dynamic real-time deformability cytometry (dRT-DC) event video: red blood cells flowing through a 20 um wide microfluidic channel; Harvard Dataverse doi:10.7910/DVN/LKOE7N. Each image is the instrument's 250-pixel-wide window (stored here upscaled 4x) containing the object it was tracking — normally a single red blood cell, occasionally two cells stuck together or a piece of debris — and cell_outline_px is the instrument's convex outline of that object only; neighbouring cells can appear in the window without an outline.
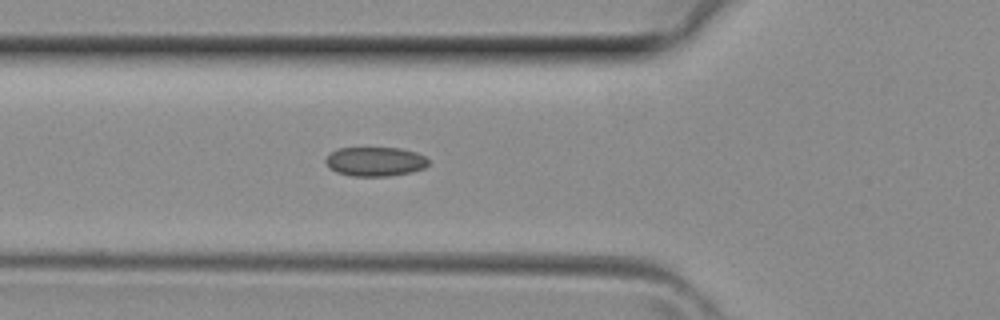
{"species": "common noctule bat (a hibernating species)", "species_latin": "Nyctalus noctula", "temperature_condition": "room temperature", "stored_images_in_passage": 24, "camera_frame_rate_fps": 3000, "um_per_image_px": 0.085, "animal": {"sex": "female", "body_mass_g": 29.2, "forearm_length_mm": 56.3}, "frame": {"image": 1, "passage_image": 2, "time_ms": 0.333, "image_size_px": [1000, 320], "cell_outline_px": [[428, 164], [424, 168], [412, 172], [388, 176], [352, 176], [336, 172], [324, 160], [336, 148], [400, 148], [416, 152], [424, 156], [428, 160]], "centroid_in_image_um": [31.91, 13.73], "position_along_channel_um": 93.9, "area_um2": 17.4}}
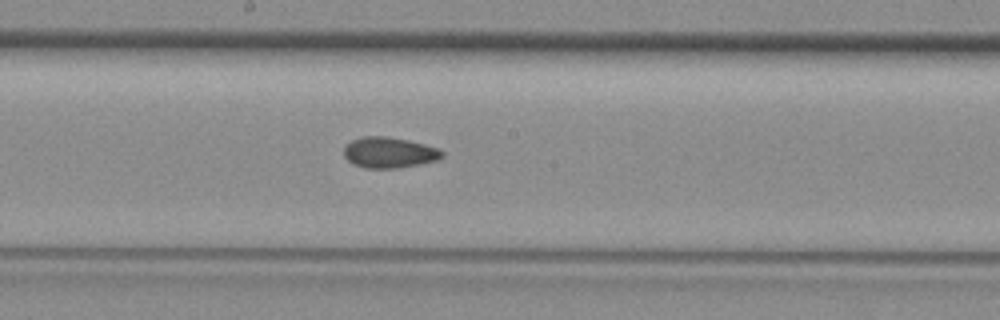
{"frame": {"image": 2, "passage_image": 9, "time_ms": 2.667, "image_size_px": [1000, 320], "cell_outline_px": [[444, 156], [436, 160], [396, 168], [364, 168], [352, 164], [344, 156], [344, 148], [352, 140], [360, 136], [388, 136], [408, 140], [440, 148], [444, 152]], "centroid_in_image_um": [33.07, 12.95], "position_along_channel_um": 215.1, "area_um2": 17.63}}
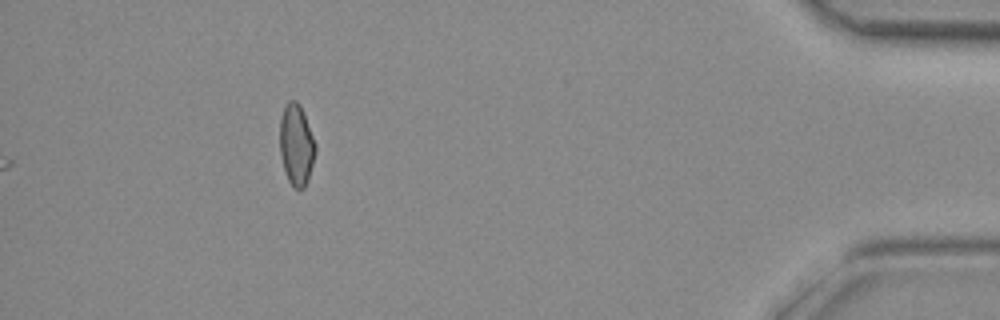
{"frame": {"image": 3, "passage_image": 24, "time_ms": 7.667, "image_size_px": [1000, 320], "cell_outline_px": [[316, 152], [308, 180], [304, 188], [296, 188], [288, 180], [280, 156], [280, 120], [284, 108], [288, 100], [296, 100], [300, 104], [316, 144]], "centroid_in_image_um": [25.19, 12.29], "position_along_channel_um": 410.0, "area_um2": 16.76}}